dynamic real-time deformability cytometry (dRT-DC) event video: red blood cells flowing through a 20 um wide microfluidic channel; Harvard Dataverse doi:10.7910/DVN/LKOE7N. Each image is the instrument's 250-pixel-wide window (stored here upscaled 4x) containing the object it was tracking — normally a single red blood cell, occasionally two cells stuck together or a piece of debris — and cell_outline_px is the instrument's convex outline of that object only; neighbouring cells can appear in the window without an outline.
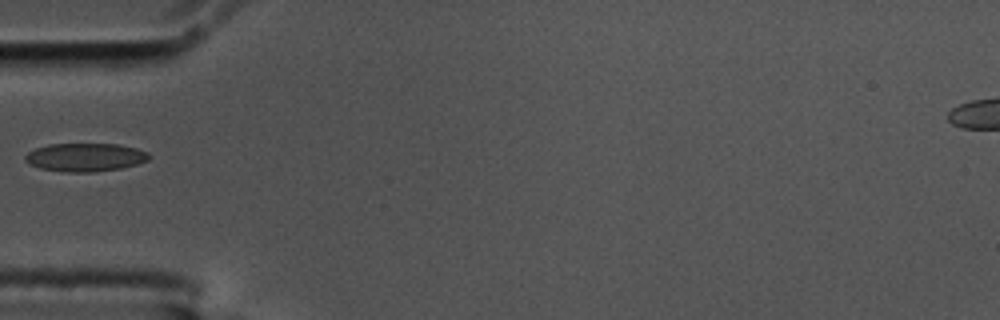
{"species": "common noctule bat (a hibernating species)", "species_latin": "Nyctalus noctula", "temperature_condition": "cold", "stored_images_in_passage": 32, "camera_frame_rate_fps": 3000, "um_per_image_px": 0.085, "animal": {"sex": "male", "body_mass_g": 17.5, "forearm_length_mm": 52.3}, "frame": {"image": 1, "passage_image": 1, "time_ms": 0.0, "image_size_px": [1000, 320], "cell_outline_px": [[148, 160], [136, 164], [120, 168], [96, 172], [64, 172], [40, 168], [28, 164], [24, 160], [24, 156], [28, 152], [36, 148], [48, 144], [116, 144], [136, 148], [148, 152]], "centroid_in_image_um": [7.2, 13.37], "position_along_channel_um": 77.8, "area_um2": 20.4}}
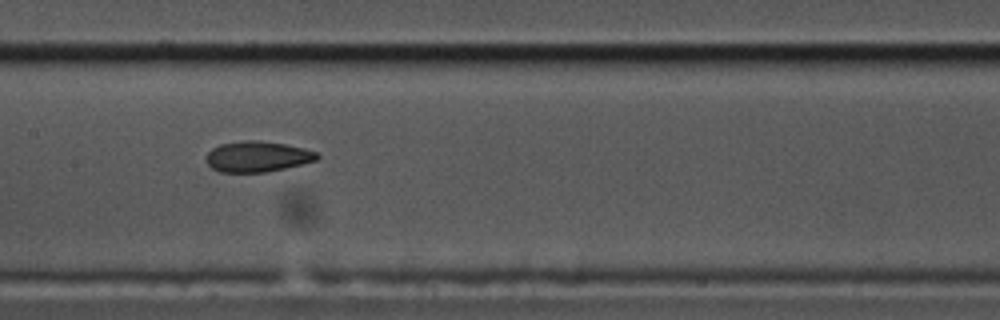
{"frame": {"image": 2, "passage_image": 10, "time_ms": 3.0, "image_size_px": [1000, 320], "cell_outline_px": [[320, 156], [316, 160], [268, 172], [220, 172], [212, 168], [204, 160], [208, 152], [212, 148], [220, 144], [244, 140], [260, 140], [284, 144], [304, 148], [316, 152]], "centroid_in_image_um": [21.84, 13.3], "position_along_channel_um": 185.6, "area_um2": 19.83}}
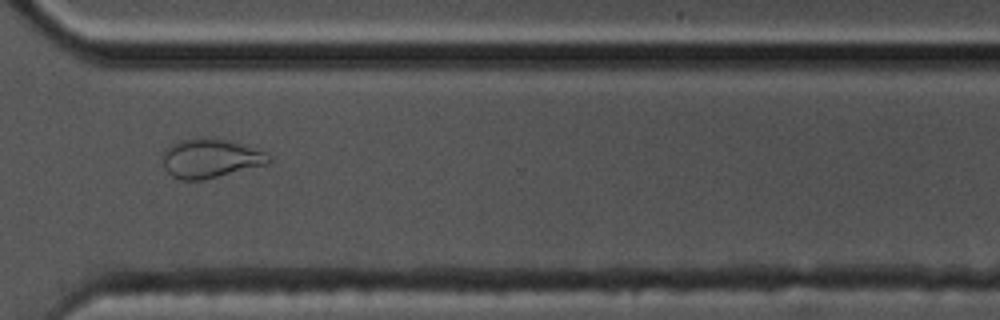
{"frame": {"image": 3, "passage_image": 24, "time_ms": 7.667, "image_size_px": [1000, 320], "cell_outline_px": [[272, 160], [268, 164], [204, 180], [180, 180], [172, 176], [168, 172], [160, 160], [160, 156], [168, 144], [180, 140], [204, 136], [228, 140], [264, 152], [272, 156]], "centroid_in_image_um": [17.83, 13.45], "position_along_channel_um": 352.8, "area_um2": 24.62}}